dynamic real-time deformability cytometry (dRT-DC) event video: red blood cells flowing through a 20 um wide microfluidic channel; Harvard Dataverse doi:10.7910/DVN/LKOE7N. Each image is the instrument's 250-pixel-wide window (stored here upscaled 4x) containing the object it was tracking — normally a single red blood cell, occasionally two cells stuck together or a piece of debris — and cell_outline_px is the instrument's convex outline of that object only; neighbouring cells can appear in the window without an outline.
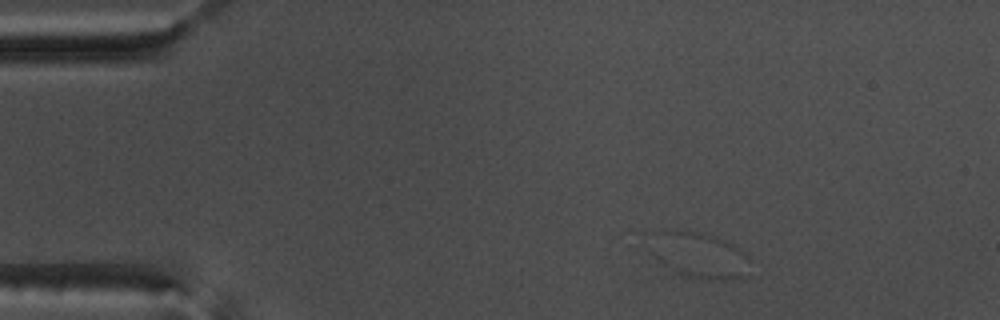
{"species": "common noctule bat (a hibernating species)", "species_latin": "Nyctalus noctula", "temperature_condition": "warm", "stored_images_in_passage": 9, "camera_frame_rate_fps": 3000, "um_per_image_px": 0.085, "animal": {"sex": "male", "body_mass_g": 17.5, "forearm_length_mm": 52.3}, "frame": {"image": 1, "passage_image": 2, "time_ms": 0.333, "image_size_px": [1000, 320], "cell_outline_px": [[752, 260], [748, 276], [720, 280], [716, 280], [688, 276], [676, 272], [664, 264], [652, 252], [652, 232], [672, 228], [676, 228], [696, 232], [728, 240], [740, 248]], "centroid_in_image_um": [59.5, 21.66], "position_along_channel_um": 25.5, "area_um2": 26.88}}